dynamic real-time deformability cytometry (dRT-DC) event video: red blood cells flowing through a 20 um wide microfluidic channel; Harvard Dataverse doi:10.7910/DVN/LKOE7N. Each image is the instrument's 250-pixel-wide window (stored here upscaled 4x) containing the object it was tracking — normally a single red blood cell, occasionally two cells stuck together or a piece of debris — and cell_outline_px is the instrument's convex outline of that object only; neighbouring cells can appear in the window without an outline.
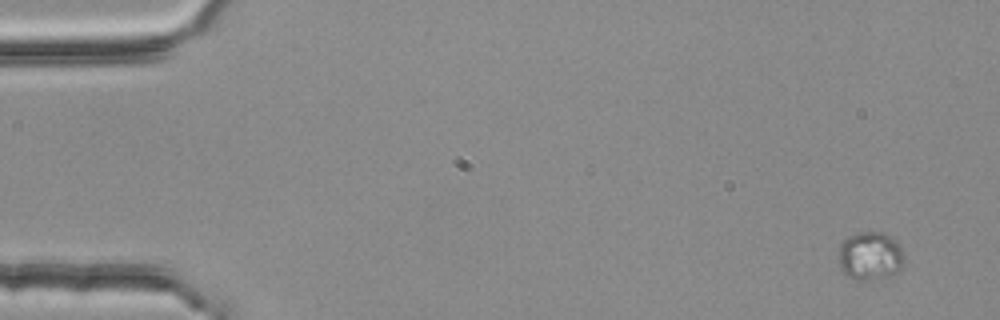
{"species": "common noctule bat (a hibernating species)", "species_latin": "Nyctalus noctula", "temperature_condition": "room temperature", "stored_images_in_passage": 4, "camera_frame_rate_fps": 3000, "um_per_image_px": 0.085, "animal": {"sex": "female", "body_mass_g": 25.1}, "frame": {"image": 1, "passage_image": 1, "time_ms": 0.0, "image_size_px": [1000, 320], "cell_outline_px": [[904, 264], [896, 272], [888, 276], [868, 280], [860, 280], [844, 272], [840, 268], [840, 244], [844, 240], [860, 232], [884, 232], [896, 240], [900, 244], [904, 256]], "centroid_in_image_um": [74.02, 21.73], "position_along_channel_um": 11.0, "area_um2": 18.21}}
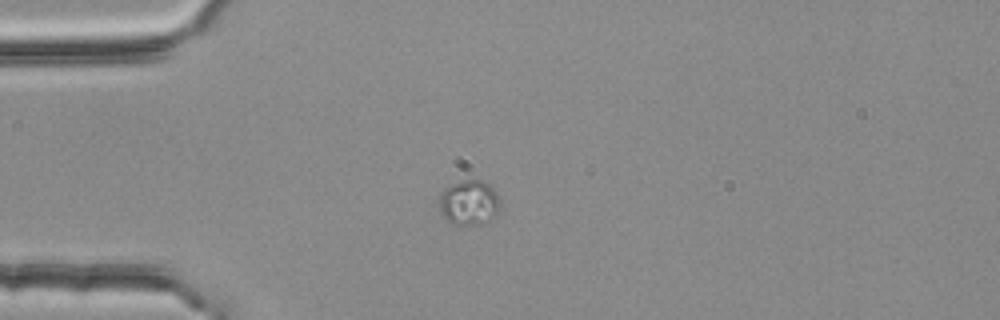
{"frame": {"image": 2, "passage_image": 3, "time_ms": 0.667, "image_size_px": [1000, 320], "cell_outline_px": [[500, 208], [484, 224], [452, 224], [440, 212], [440, 192], [444, 188], [452, 184], [464, 180], [484, 180], [496, 192], [500, 204]], "centroid_in_image_um": [39.86, 17.2], "position_along_channel_um": 45.1, "area_um2": 15.78}}